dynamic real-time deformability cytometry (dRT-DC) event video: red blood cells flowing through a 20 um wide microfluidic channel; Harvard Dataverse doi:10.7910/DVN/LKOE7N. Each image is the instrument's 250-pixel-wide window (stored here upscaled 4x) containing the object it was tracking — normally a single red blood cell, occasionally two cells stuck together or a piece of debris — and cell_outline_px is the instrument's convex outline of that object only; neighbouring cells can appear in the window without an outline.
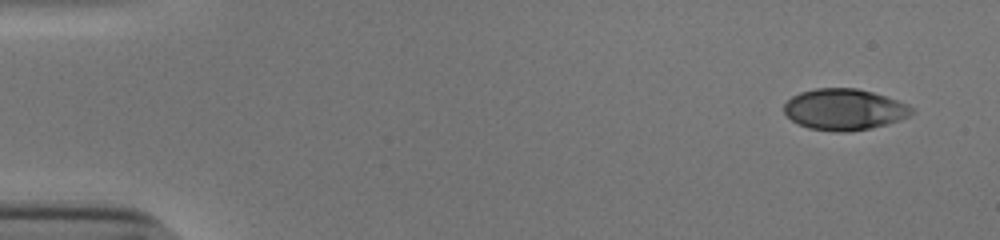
{"species": "human", "species_latin": "Homo sapiens", "temperature_condition": "cold", "stored_images_in_passage": 51, "camera_frame_rate_fps": 3000, "um_per_image_px": 0.085, "donor": {"sex": "male"}, "frame": {"image": 1, "passage_image": 1, "time_ms": 0.0, "image_size_px": [1000, 240], "cell_outline_px": [[916, 112], [908, 116], [884, 124], [868, 128], [844, 132], [836, 132], [808, 128], [792, 120], [784, 112], [784, 104], [792, 96], [800, 92], [816, 88], [856, 88], [872, 92], [908, 104]], "centroid_in_image_um": [71.73, 9.29], "position_along_channel_um": 13.3, "area_um2": 30.29}}
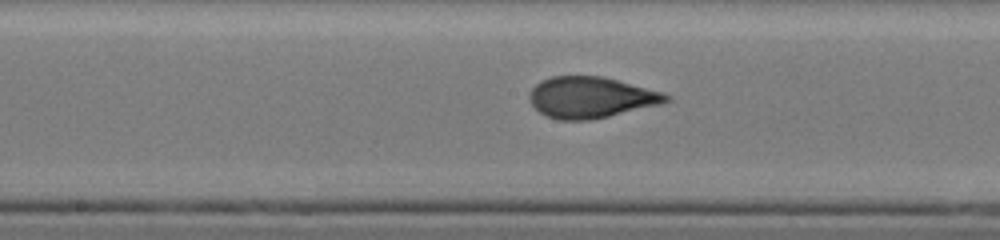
{"frame": {"image": 2, "passage_image": 26, "time_ms": 8.333, "image_size_px": [1000, 240], "cell_outline_px": [[672, 100], [664, 104], [608, 116], [588, 120], [560, 120], [548, 116], [540, 112], [528, 100], [528, 92], [540, 80], [552, 76], [604, 76], [664, 92], [672, 96]], "centroid_in_image_um": [50.27, 8.27], "position_along_channel_um": 197.9, "area_um2": 33.12}}
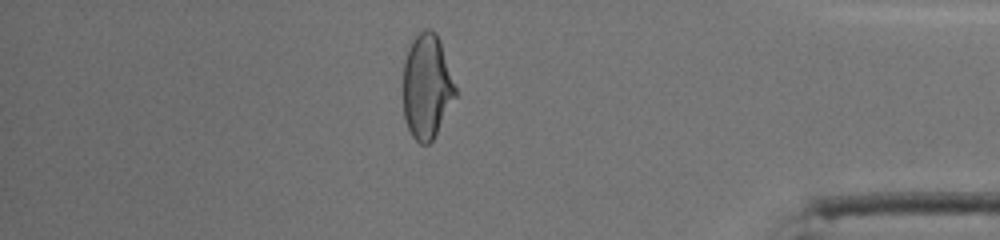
{"frame": {"image": 3, "passage_image": 44, "time_ms": 14.333, "image_size_px": [1000, 240], "cell_outline_px": [[456, 96], [432, 140], [428, 144], [420, 144], [412, 136], [408, 128], [404, 116], [404, 60], [408, 48], [412, 40], [424, 28], [428, 28], [436, 32], [440, 40], [456, 88]], "centroid_in_image_um": [36.27, 7.33], "position_along_channel_um": 398.9, "area_um2": 31.56}, "authors_computed_cell_mechanics": {"area_um2": 32.368, "velocity_mm_per_s": 3.8721, "shape_relaxation_time_tau1_ms": 6.578, "shape_relaxation_time_tau2_ms": 0.8766, "deformation_change_tau1": 0.2055, "deformation_change_tau2": 0.0605}}